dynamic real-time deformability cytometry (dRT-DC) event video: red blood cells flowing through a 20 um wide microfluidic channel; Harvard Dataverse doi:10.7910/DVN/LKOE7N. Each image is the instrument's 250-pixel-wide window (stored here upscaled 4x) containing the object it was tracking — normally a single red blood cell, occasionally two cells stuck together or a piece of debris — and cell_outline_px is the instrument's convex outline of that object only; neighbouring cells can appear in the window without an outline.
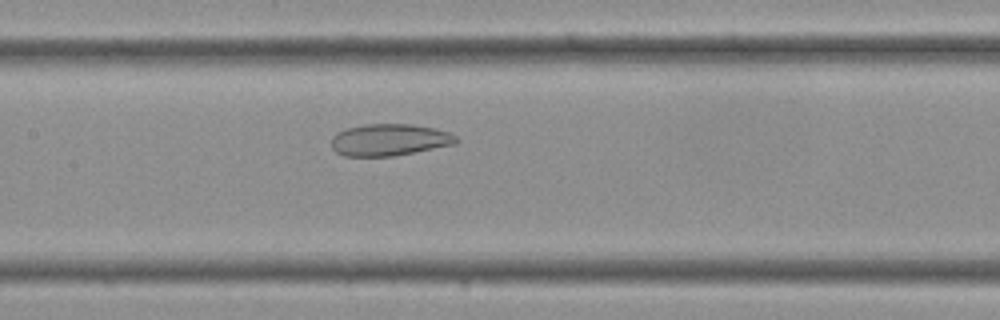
{"species": "Egyptian fruit bat (a non-hibernating species)", "species_latin": "Rousettus aegyptiacus", "temperature_condition": "cold", "stored_images_in_passage": 32, "camera_frame_rate_fps": 3000, "um_per_image_px": 0.085, "frame": {"image": 1, "passage_image": 12, "time_ms": 3.667, "image_size_px": [1000, 320], "cell_outline_px": [[460, 140], [456, 144], [396, 156], [344, 156], [336, 152], [332, 148], [332, 136], [336, 132], [348, 128], [364, 124], [412, 124], [432, 128], [448, 132], [456, 136]], "centroid_in_image_um": [33.1, 11.89], "position_along_channel_um": 174.3, "area_um2": 23.29}}
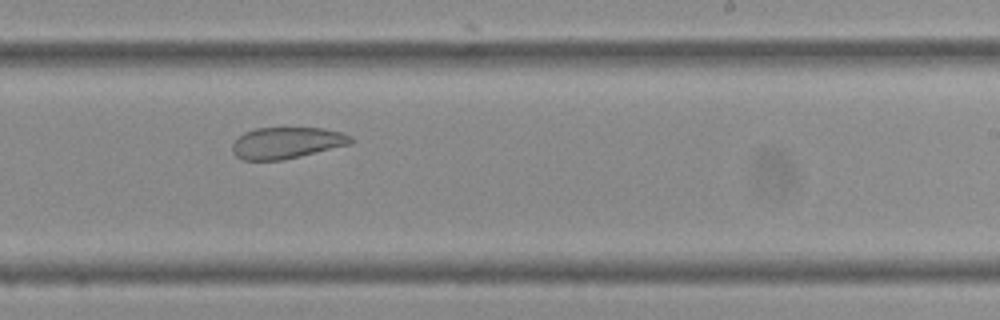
{"frame": {"image": 2, "passage_image": 17, "time_ms": 5.333, "image_size_px": [1000, 320], "cell_outline_px": [[352, 144], [284, 160], [244, 160], [236, 156], [232, 152], [232, 144], [244, 132], [256, 128], [324, 128], [344, 132], [352, 136]], "centroid_in_image_um": [24.4, 12.14], "position_along_channel_um": 264.6, "area_um2": 21.85}}
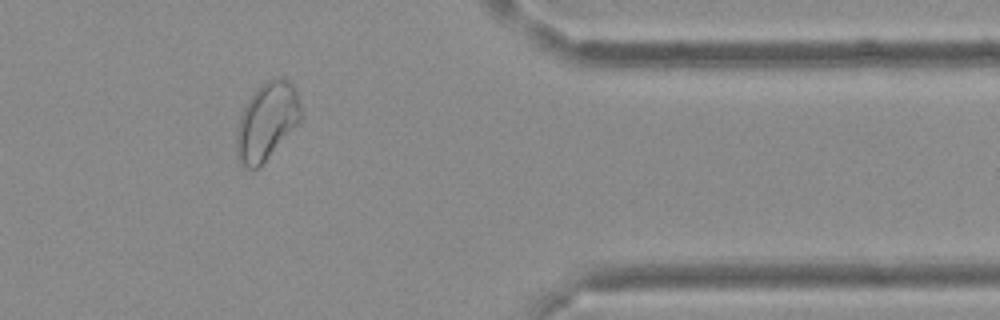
{"frame": {"image": 3, "passage_image": 25, "time_ms": 8.0, "image_size_px": [1000, 320], "cell_outline_px": [[304, 116], [260, 168], [248, 168], [240, 160], [236, 152], [236, 132], [244, 108], [248, 100], [256, 88], [268, 80], [276, 76], [288, 80], [292, 84], [296, 92], [304, 112]], "centroid_in_image_um": [22.71, 10.3], "position_along_channel_um": 388.7, "area_um2": 28.96}}